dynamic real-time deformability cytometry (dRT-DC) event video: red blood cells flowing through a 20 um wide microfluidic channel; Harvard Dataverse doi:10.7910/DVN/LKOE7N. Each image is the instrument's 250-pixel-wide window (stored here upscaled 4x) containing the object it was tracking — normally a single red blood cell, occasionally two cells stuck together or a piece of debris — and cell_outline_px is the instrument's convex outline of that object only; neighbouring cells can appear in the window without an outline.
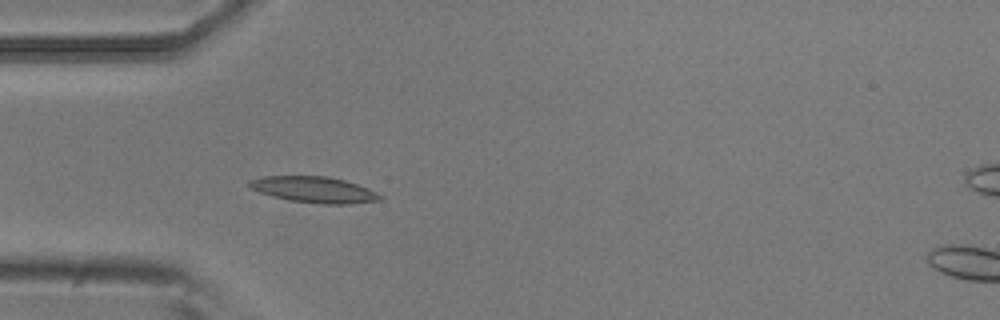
{"species": "common noctule bat (a hibernating species)", "species_latin": "Nyctalus noctula", "temperature_condition": "room temperature", "stored_images_in_passage": 5, "camera_frame_rate_fps": 3000, "um_per_image_px": 0.085, "animal": {"sex": "male", "body_mass_g": 20.5, "forearm_length_mm": 52.5}, "frame": {"image": 1, "passage_image": 4, "time_ms": 1.0, "image_size_px": [1000, 320], "cell_outline_px": [[384, 200], [348, 204], [320, 204], [288, 200], [272, 196], [260, 192], [252, 188], [248, 184], [248, 180], [264, 176], [328, 176], [344, 180], [368, 188], [384, 196]], "centroid_in_image_um": [26.73, 16.12], "position_along_channel_um": 58.3, "area_um2": 19.94}}